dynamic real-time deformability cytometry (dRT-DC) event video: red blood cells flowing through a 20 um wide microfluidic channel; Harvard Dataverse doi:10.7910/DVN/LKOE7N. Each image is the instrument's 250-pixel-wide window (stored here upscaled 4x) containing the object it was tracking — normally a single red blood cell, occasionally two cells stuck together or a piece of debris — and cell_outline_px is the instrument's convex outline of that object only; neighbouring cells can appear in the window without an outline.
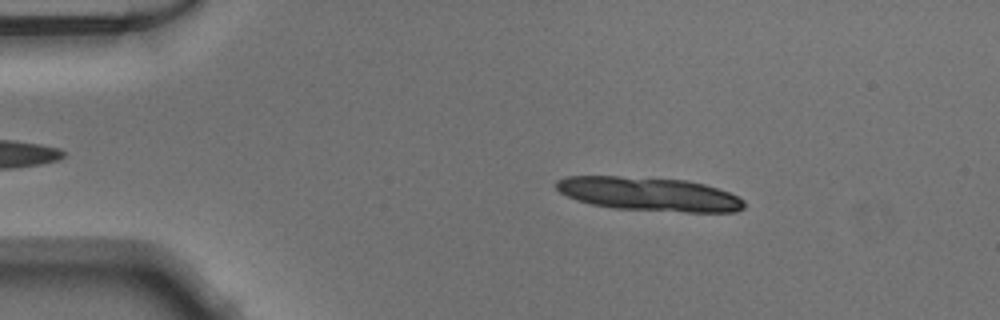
{"species": "Egyptian fruit bat (a non-hibernating species)", "species_latin": "Rousettus aegyptiacus", "temperature_condition": "warm", "stored_images_in_passage": 25, "camera_frame_rate_fps": 3000, "um_per_image_px": 0.085, "animal": {"sex": "male"}, "frame": {"image": 1, "passage_image": 8, "time_ms": 2.333, "image_size_px": [1000, 320], "cell_outline_px": [[744, 208], [736, 212], [684, 212], [612, 208], [592, 204], [576, 200], [560, 192], [556, 188], [556, 180], [568, 176], [620, 176], [688, 180], [704, 184], [728, 192], [744, 200]], "centroid_in_image_um": [55.16, 16.5], "position_along_channel_um": 29.8, "area_um2": 36.99}}
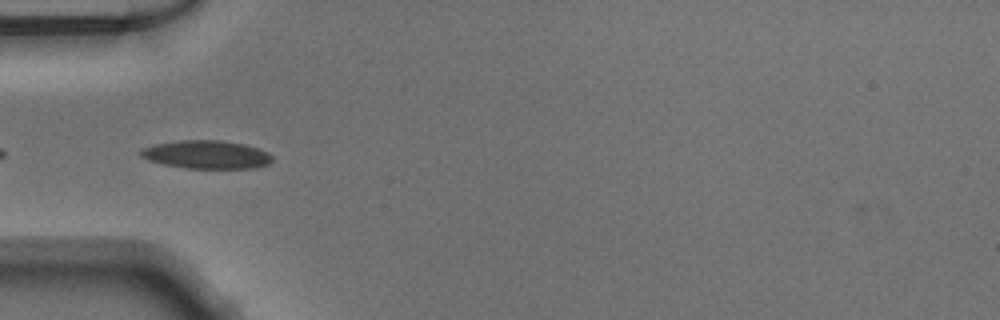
{"frame": {"image": 2, "passage_image": 16, "time_ms": 5.0, "image_size_px": [1000, 320], "cell_outline_px": [[272, 160], [268, 164], [256, 168], [184, 168], [164, 164], [148, 160], [140, 156], [136, 152], [140, 148], [156, 144], [180, 140], [220, 140], [244, 144], [256, 148], [272, 156]], "centroid_in_image_um": [17.48, 13.14], "position_along_channel_um": 67.5, "area_um2": 21.62}}
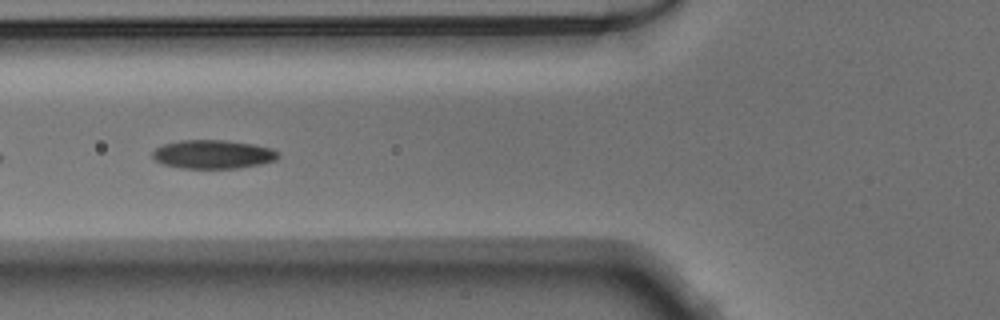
{"frame": {"image": 3, "passage_image": 19, "time_ms": 6.0, "image_size_px": [1000, 320], "cell_outline_px": [[276, 160], [260, 164], [236, 168], [180, 168], [164, 164], [156, 160], [152, 156], [152, 152], [156, 148], [164, 144], [180, 140], [228, 140], [252, 144], [272, 148], [276, 152]], "centroid_in_image_um": [18.07, 13.11], "position_along_channel_um": 107.7, "area_um2": 20.81}}